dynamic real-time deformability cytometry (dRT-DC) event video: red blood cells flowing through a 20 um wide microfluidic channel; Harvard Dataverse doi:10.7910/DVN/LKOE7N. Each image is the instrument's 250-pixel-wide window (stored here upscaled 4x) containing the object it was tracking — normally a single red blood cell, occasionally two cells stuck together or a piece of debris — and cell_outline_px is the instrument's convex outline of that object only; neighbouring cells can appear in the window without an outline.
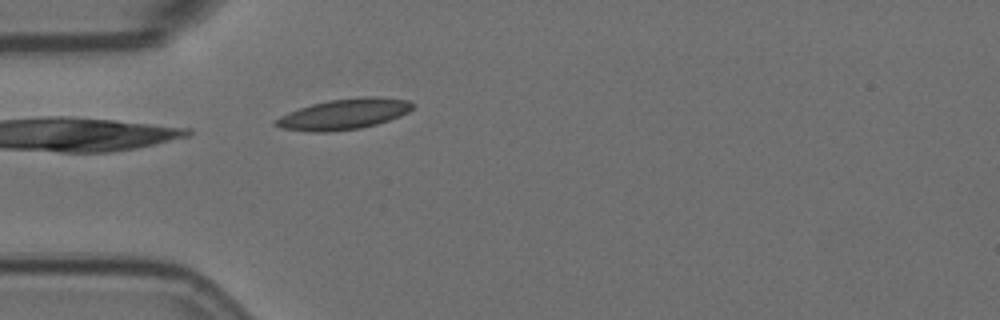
{"species": "Egyptian fruit bat (a non-hibernating species)", "species_latin": "Rousettus aegyptiacus", "temperature_condition": "room temperature", "stored_images_in_passage": 4, "camera_frame_rate_fps": 3000, "um_per_image_px": 0.085, "animal": {"sex": "female"}, "frame": {"image": 1, "passage_image": 4, "time_ms": 1.0, "image_size_px": [1000, 320], "cell_outline_px": [[412, 108], [408, 112], [400, 116], [376, 124], [360, 128], [328, 132], [312, 132], [280, 128], [272, 124], [272, 120], [288, 112], [312, 104], [328, 100], [360, 96], [372, 96], [408, 100], [412, 104]], "centroid_in_image_um": [29.18, 9.7], "position_along_channel_um": 55.8, "area_um2": 24.45}}